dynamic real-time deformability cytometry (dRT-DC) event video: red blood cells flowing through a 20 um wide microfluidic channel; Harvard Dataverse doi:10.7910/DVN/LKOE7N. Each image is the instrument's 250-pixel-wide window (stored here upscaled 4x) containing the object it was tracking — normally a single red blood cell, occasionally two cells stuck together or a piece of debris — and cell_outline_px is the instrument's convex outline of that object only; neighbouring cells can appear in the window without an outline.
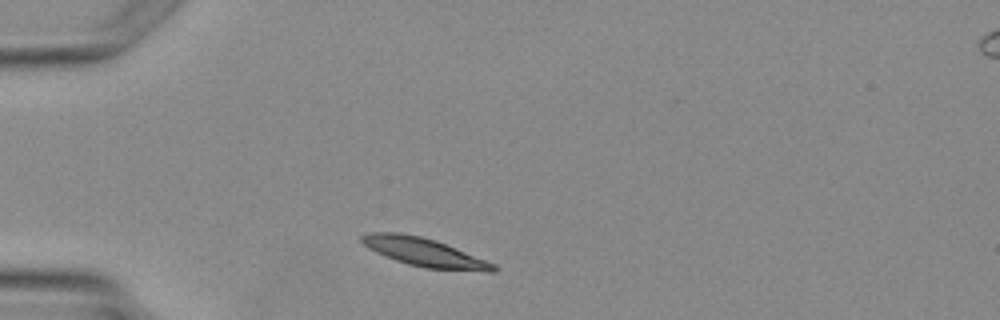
{"species": "Egyptian fruit bat (a non-hibernating species)", "species_latin": "Rousettus aegyptiacus", "temperature_condition": "warm", "stored_images_in_passage": 2, "camera_frame_rate_fps": 3000, "um_per_image_px": 0.085, "animal": {"sex": "female"}, "frame": {"image": 1, "passage_image": 1, "time_ms": 0.0, "image_size_px": [1000, 320], "cell_outline_px": [[500, 268], [496, 272], [488, 272], [424, 268], [408, 264], [384, 256], [368, 248], [360, 240], [360, 236], [368, 232], [400, 232], [420, 236], [436, 240], [496, 264]], "centroid_in_image_um": [36.09, 21.45], "position_along_channel_um": 48.9, "area_um2": 22.02}}